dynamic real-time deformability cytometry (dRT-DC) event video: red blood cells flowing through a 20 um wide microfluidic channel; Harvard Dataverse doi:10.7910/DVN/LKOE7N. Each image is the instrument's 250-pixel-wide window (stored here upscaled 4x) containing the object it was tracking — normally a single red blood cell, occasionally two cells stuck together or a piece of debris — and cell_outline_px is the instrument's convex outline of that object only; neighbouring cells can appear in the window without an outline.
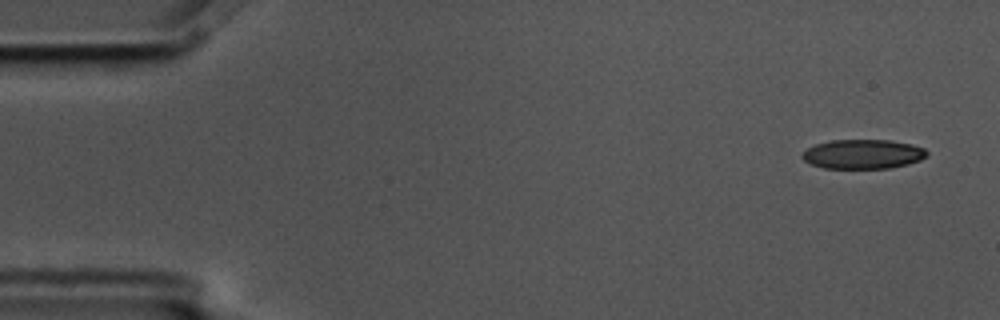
{"species": "common noctule bat (a hibernating species)", "species_latin": "Nyctalus noctula", "temperature_condition": "cold", "stored_images_in_passage": 4, "camera_frame_rate_fps": 3000, "um_per_image_px": 0.085, "animal": {"sex": "male", "body_mass_g": 17.5, "forearm_length_mm": 52.3}, "frame": {"image": 1, "passage_image": 1, "time_ms": 0.0, "image_size_px": [1000, 320], "cell_outline_px": [[928, 156], [920, 160], [908, 164], [888, 168], [824, 168], [812, 164], [804, 160], [800, 156], [808, 148], [816, 144], [832, 140], [888, 140], [912, 144], [924, 148], [928, 152]], "centroid_in_image_um": [73.37, 13.1], "position_along_channel_um": 11.6, "area_um2": 21.27}}
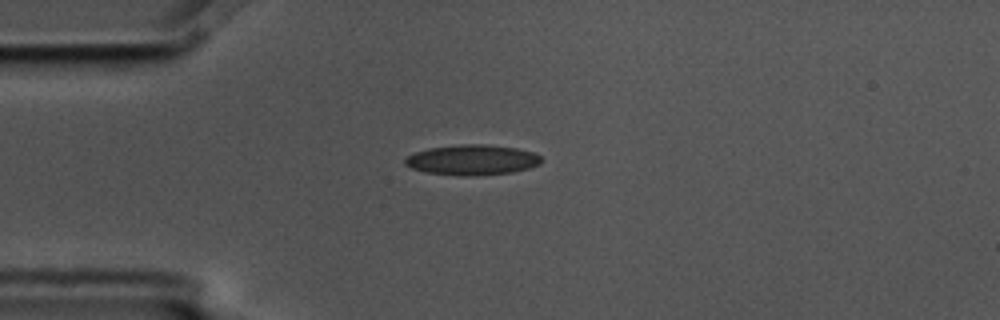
{"frame": {"image": 2, "passage_image": 4, "time_ms": 1.0, "image_size_px": [1000, 320], "cell_outline_px": [[540, 164], [528, 168], [512, 172], [468, 176], [464, 176], [424, 172], [412, 168], [404, 164], [404, 160], [408, 156], [416, 152], [428, 148], [464, 144], [484, 144], [516, 148], [532, 152], [540, 156]], "centroid_in_image_um": [40.11, 13.59], "position_along_channel_um": 44.9, "area_um2": 23.81}}